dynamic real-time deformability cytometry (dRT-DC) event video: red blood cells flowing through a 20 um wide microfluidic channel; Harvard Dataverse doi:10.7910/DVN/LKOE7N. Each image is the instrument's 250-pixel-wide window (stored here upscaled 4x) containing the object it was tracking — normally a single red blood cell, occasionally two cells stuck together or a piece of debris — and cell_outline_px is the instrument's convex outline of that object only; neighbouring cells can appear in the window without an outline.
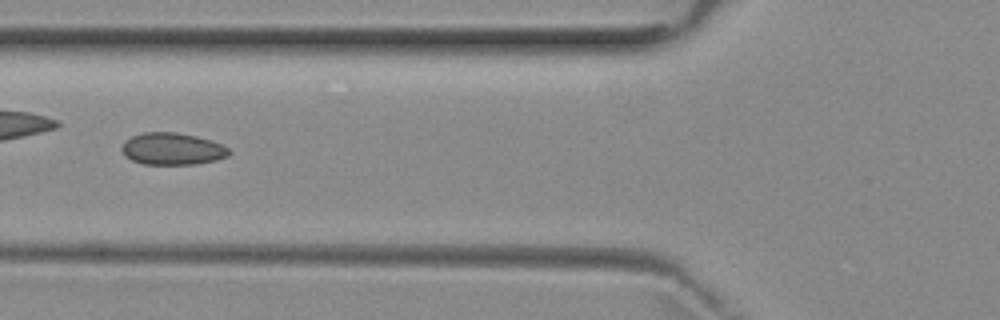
{"species": "common noctule bat (a hibernating species)", "species_latin": "Nyctalus noctula", "temperature_condition": "room temperature", "stored_images_in_passage": 5, "camera_frame_rate_fps": 3000, "um_per_image_px": 0.085, "animal": {"sex": "female", "body_mass_g": 29.2, "forearm_length_mm": 56.3}, "frame": {"image": 1, "passage_image": 5, "time_ms": 4.667, "image_size_px": [1000, 320], "cell_outline_px": [[232, 152], [228, 156], [216, 160], [196, 164], [144, 164], [132, 160], [124, 156], [120, 148], [132, 136], [144, 132], [176, 132], [196, 136], [220, 144], [228, 148]], "centroid_in_image_um": [14.64, 12.66], "position_along_channel_um": 111.2, "area_um2": 19.88}}